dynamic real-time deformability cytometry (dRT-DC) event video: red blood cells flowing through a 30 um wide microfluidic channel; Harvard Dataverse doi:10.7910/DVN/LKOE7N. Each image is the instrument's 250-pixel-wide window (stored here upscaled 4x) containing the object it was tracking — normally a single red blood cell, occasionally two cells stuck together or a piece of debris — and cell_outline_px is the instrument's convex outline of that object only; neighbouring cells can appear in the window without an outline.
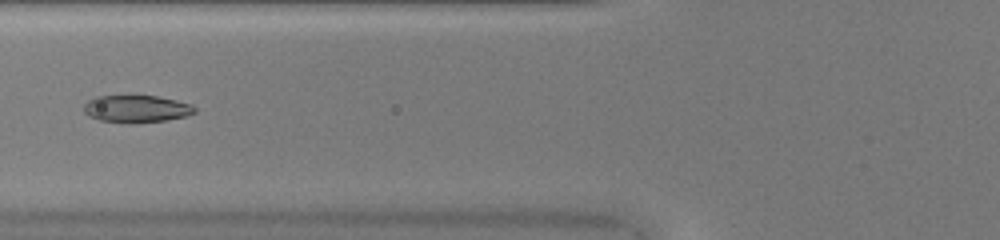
{"species": "common noctule bat (a hibernating species)", "species_latin": "Nyctalus noctula", "temperature_condition": "warm", "stored_images_in_passage": 49, "camera_frame_rate_fps": 3000, "um_per_image_px": 0.085, "animal": {"sex": "female", "body_mass_g": 20.0, "forearm_length_mm": 54.0}, "frame": {"image": 1, "passage_image": 20, "time_ms": 6.333, "image_size_px": [1000, 240], "cell_outline_px": [[196, 112], [184, 116], [164, 120], [132, 124], [128, 124], [100, 120], [88, 116], [84, 112], [84, 104], [88, 100], [96, 96], [156, 96], [176, 100], [192, 104], [196, 108]], "centroid_in_image_um": [11.57, 9.26], "position_along_channel_um": 114.2, "area_um2": 17.69}}
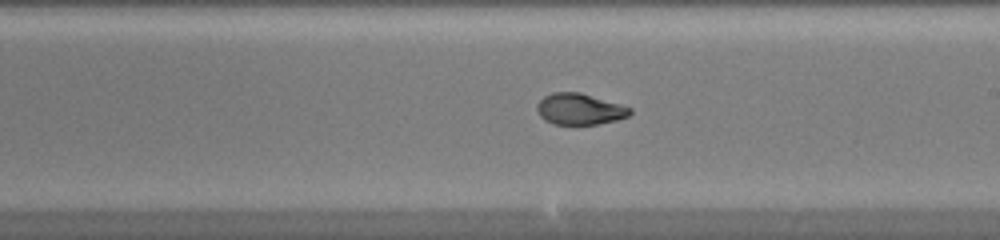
{"frame": {"image": 2, "passage_image": 29, "time_ms": 9.333, "image_size_px": [1000, 240], "cell_outline_px": [[632, 112], [628, 116], [616, 120], [596, 124], [552, 124], [544, 120], [540, 116], [536, 108], [536, 104], [544, 96], [552, 92], [580, 92], [620, 104], [632, 108]], "centroid_in_image_um": [49.24, 9.27], "position_along_channel_um": 239.8, "area_um2": 16.94}}
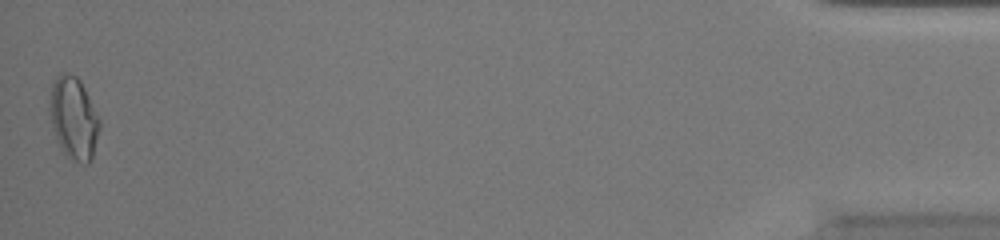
{"frame": {"image": 3, "passage_image": 49, "time_ms": 16.0, "image_size_px": [1000, 240], "cell_outline_px": [[100, 128], [92, 156], [88, 164], [84, 164], [68, 156], [60, 148], [56, 140], [48, 112], [48, 104], [52, 84], [56, 76], [60, 72], [68, 72], [76, 76], [80, 80], [100, 120]], "centroid_in_image_um": [6.22, 10.01], "position_along_channel_um": 429.0, "area_um2": 23.99}, "authors_computed_cell_mechanics": {"area_um2": 18.5538, "velocity_mm_per_s": 4.1879, "shape_relaxation_time_tau1_ms": 3.984, "shape_relaxation_time_tau2_ms": 1.0591, "deformation_change_tau1": 0.1977, "deformation_change_tau2": 0.0457}}